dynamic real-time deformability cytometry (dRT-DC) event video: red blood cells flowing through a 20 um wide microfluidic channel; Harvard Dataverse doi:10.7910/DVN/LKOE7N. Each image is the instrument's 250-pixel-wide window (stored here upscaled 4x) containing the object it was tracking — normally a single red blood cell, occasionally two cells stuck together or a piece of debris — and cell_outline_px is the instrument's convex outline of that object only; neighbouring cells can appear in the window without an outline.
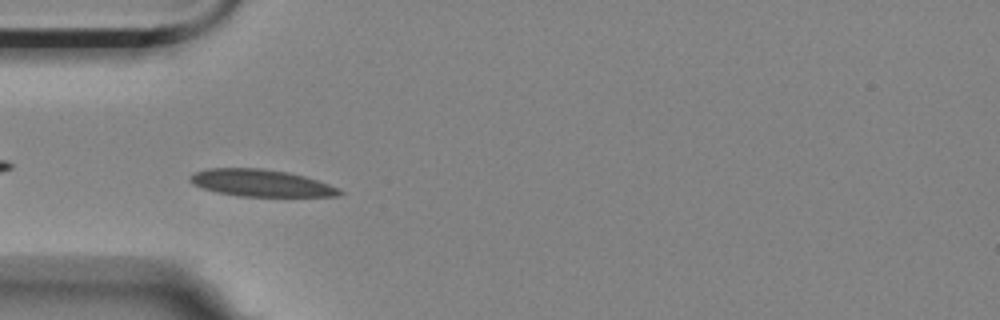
{"species": "Egyptian fruit bat (a non-hibernating species)", "species_latin": "Rousettus aegyptiacus", "temperature_condition": "room temperature", "stored_images_in_passage": 44, "camera_frame_rate_fps": 3000, "um_per_image_px": 0.085, "animal": {"sex": "female"}, "frame": {"image": 1, "passage_image": 4, "time_ms": 1.0, "image_size_px": [1000, 320], "cell_outline_px": [[344, 192], [336, 196], [240, 196], [216, 192], [192, 184], [188, 180], [188, 176], [192, 172], [208, 168], [260, 168], [288, 172], [304, 176], [328, 184]], "centroid_in_image_um": [22.09, 15.54], "position_along_channel_um": 62.9, "area_um2": 23.41}}
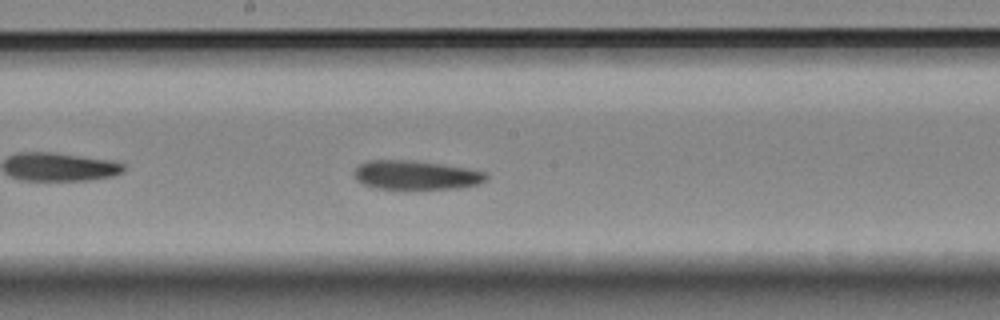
{"frame": {"image": 2, "passage_image": 17, "time_ms": 5.333, "image_size_px": [1000, 320], "cell_outline_px": [[488, 180], [480, 184], [460, 188], [372, 188], [356, 180], [352, 172], [360, 164], [368, 160], [408, 160], [440, 164], [468, 168], [488, 172]], "centroid_in_image_um": [35.38, 14.88], "position_along_channel_um": 212.8, "area_um2": 22.37}}
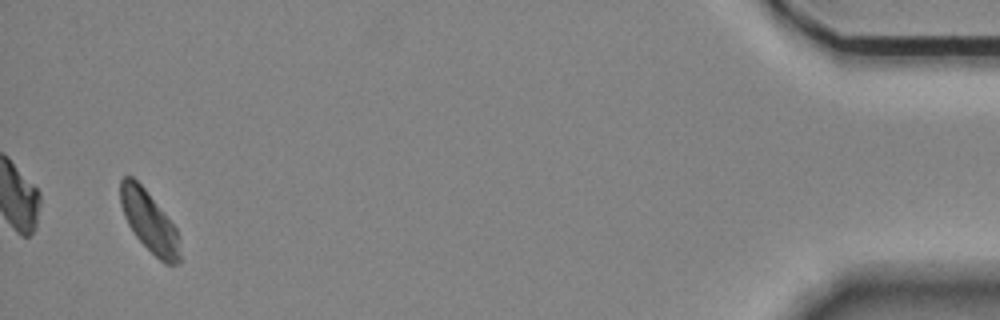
{"frame": {"image": 3, "passage_image": 42, "time_ms": 13.667, "image_size_px": [1000, 320], "cell_outline_px": [[180, 264], [164, 264], [136, 236], [128, 224], [124, 216], [120, 204], [120, 180], [124, 176], [132, 176], [144, 188], [176, 228], [180, 256]], "centroid_in_image_um": [12.66, 18.82], "position_along_channel_um": 422.5, "area_um2": 20.63}, "authors_computed_cell_mechanics": {"area_um2": 22.6287, "velocity_mm_per_s": 3.4772, "shape_relaxation_time_tau1_ms": 5.2015, "shape_relaxation_time_tau2_ms": 5.9591, "deformation_change_tau1": 0.1201, "deformation_change_tau2": 0.1024}}